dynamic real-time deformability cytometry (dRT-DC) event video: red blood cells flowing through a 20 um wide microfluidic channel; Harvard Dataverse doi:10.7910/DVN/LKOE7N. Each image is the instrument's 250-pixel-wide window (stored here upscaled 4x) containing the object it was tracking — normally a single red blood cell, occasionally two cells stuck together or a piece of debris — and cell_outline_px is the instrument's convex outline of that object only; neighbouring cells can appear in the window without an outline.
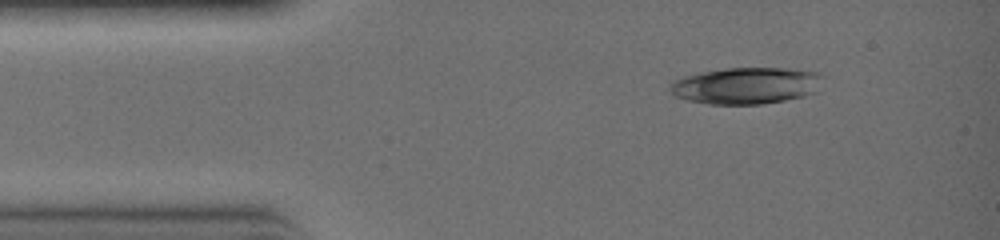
{"species": "common noctule bat (a hibernating species)", "species_latin": "Nyctalus noctula", "temperature_condition": "warm", "stored_images_in_passage": 3, "camera_frame_rate_fps": 3000, "um_per_image_px": 0.085, "animal": {"sex": "female", "body_mass_g": 19.0, "forearm_length_mm": 51.5}, "frame": {"image": 1, "passage_image": 2, "time_ms": 0.333, "image_size_px": [1000, 240], "cell_outline_px": [[824, 76], [812, 92], [800, 96], [784, 100], [760, 104], [712, 104], [688, 100], [676, 96], [668, 88], [672, 80], [684, 76], [700, 72], [728, 68], [780, 68], [820, 72]], "centroid_in_image_um": [63.36, 7.27], "position_along_channel_um": 21.6, "area_um2": 32.19}}